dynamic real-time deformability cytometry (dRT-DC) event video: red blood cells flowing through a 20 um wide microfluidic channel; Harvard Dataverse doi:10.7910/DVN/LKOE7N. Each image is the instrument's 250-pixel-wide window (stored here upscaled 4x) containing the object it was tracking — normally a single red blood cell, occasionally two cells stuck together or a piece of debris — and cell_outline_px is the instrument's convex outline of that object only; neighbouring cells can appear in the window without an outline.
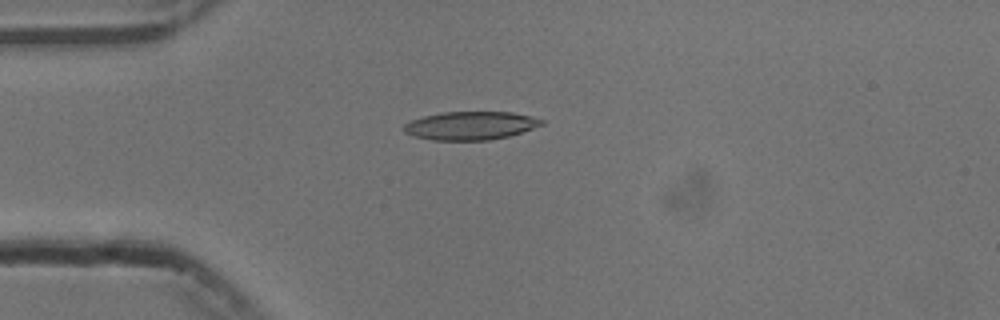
{"species": "common noctule bat (a hibernating species)", "species_latin": "Nyctalus noctula", "temperature_condition": "cold", "stored_images_in_passage": 36, "camera_frame_rate_fps": 3000, "um_per_image_px": 0.085, "animal": {"sex": "male", "body_mass_g": 13.3}, "frame": {"image": 1, "passage_image": 1, "time_ms": 0.0, "image_size_px": [1000, 320], "cell_outline_px": [[544, 124], [508, 136], [488, 140], [432, 140], [412, 136], [404, 132], [404, 124], [412, 120], [424, 116], [444, 112], [512, 112], [544, 120]], "centroid_in_image_um": [39.96, 10.68], "position_along_channel_um": 45.0, "area_um2": 22.48}}
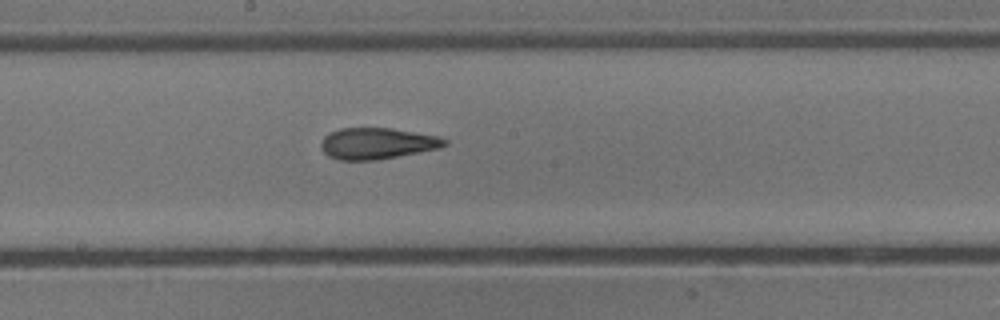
{"frame": {"image": 2, "passage_image": 16, "time_ms": 5.0, "image_size_px": [1000, 320], "cell_outline_px": [[448, 144], [440, 148], [396, 156], [372, 160], [340, 160], [328, 156], [324, 152], [320, 144], [324, 136], [328, 132], [340, 128], [392, 128], [440, 136], [448, 140]], "centroid_in_image_um": [32.06, 12.18], "position_along_channel_um": 216.1, "area_um2": 22.54}}
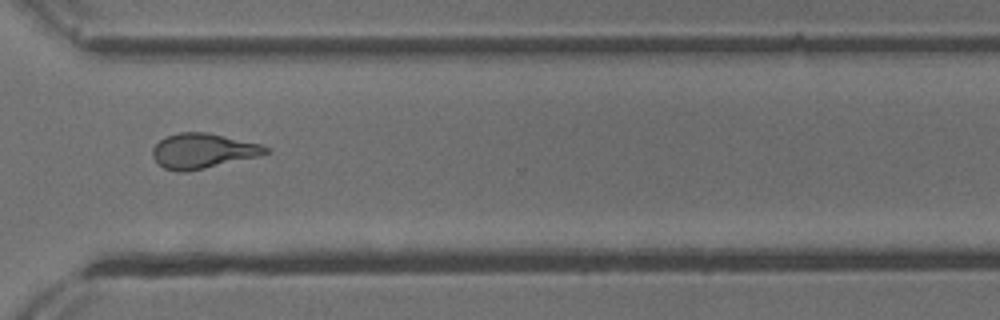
{"frame": {"image": 3, "passage_image": 27, "time_ms": 8.667, "image_size_px": [1000, 320], "cell_outline_px": [[272, 152], [260, 156], [204, 168], [184, 172], [176, 172], [164, 168], [152, 156], [152, 148], [160, 140], [168, 136], [180, 132], [208, 132], [260, 144], [268, 148]], "centroid_in_image_um": [17.25, 12.83], "position_along_channel_um": 353.3, "area_um2": 22.95}, "authors_computed_cell_mechanics": {"area_um2": 22.4842, "velocity_mm_per_s": 3.7489, "shape_relaxation_time_tau1_ms": 9.3544, "shape_relaxation_time_tau2_ms": 2.262, "deformation_change_tau1": 0.2392, "deformation_change_tau2": 0.1141}}